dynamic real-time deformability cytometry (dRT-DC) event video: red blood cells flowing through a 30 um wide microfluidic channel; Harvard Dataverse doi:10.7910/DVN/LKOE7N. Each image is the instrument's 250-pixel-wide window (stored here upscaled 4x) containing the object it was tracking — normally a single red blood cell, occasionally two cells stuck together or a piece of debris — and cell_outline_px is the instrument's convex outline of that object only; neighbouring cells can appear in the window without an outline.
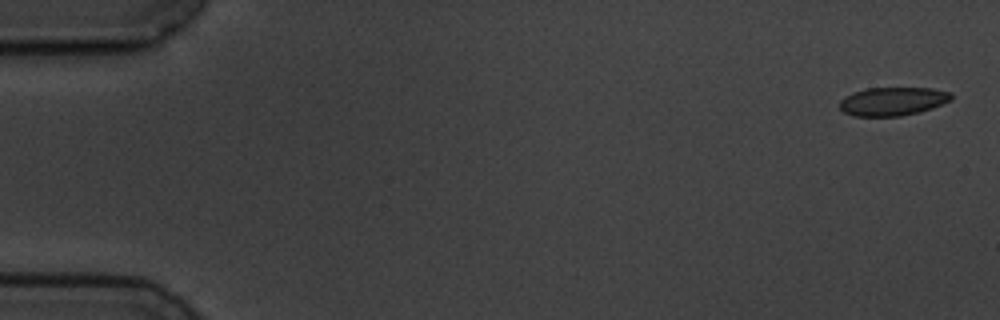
{"species": "common noctule bat (a hibernating species)", "species_latin": "Nyctalus noctula", "temperature_condition": "cold", "stored_images_in_passage": 4, "camera_frame_rate_fps": 3000, "um_per_image_px": 0.085, "animal": {"sex": "male", "body_mass_g": 19.5, "forearm_length_mm": 54.6}, "frame": {"image": 1, "passage_image": 1, "time_ms": 0.0, "image_size_px": [1000, 320], "cell_outline_px": [[952, 100], [932, 108], [920, 112], [900, 116], [856, 116], [844, 112], [840, 108], [840, 100], [844, 96], [852, 92], [868, 88], [932, 88], [952, 92]], "centroid_in_image_um": [75.9, 8.61], "position_along_channel_um": 9.1, "area_um2": 18.61}}